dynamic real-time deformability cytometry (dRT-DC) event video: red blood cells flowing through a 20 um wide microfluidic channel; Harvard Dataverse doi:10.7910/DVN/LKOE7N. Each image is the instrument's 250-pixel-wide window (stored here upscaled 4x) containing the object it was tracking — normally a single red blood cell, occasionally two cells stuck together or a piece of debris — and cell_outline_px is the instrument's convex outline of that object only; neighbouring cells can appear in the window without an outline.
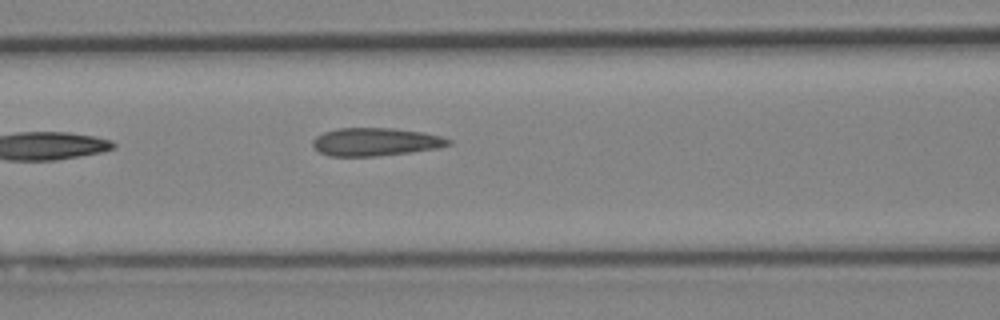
{"species": "Egyptian fruit bat (a non-hibernating species)", "species_latin": "Rousettus aegyptiacus", "temperature_condition": "cold", "stored_images_in_passage": 7, "segment_of_instrument_passage": [1, 2], "camera_frame_rate_fps": 3000, "um_per_image_px": 0.085, "animal": {"sex": "female"}, "frame": {"image": 1, "passage_image": 6, "time_ms": 6.667, "image_size_px": [1000, 320], "cell_outline_px": [[452, 144], [440, 148], [412, 152], [376, 156], [328, 156], [320, 152], [312, 144], [312, 140], [316, 136], [324, 132], [336, 128], [392, 128], [424, 132], [440, 136], [452, 140]], "centroid_in_image_um": [31.95, 12.06], "position_along_channel_um": 134.7, "area_um2": 22.31}}